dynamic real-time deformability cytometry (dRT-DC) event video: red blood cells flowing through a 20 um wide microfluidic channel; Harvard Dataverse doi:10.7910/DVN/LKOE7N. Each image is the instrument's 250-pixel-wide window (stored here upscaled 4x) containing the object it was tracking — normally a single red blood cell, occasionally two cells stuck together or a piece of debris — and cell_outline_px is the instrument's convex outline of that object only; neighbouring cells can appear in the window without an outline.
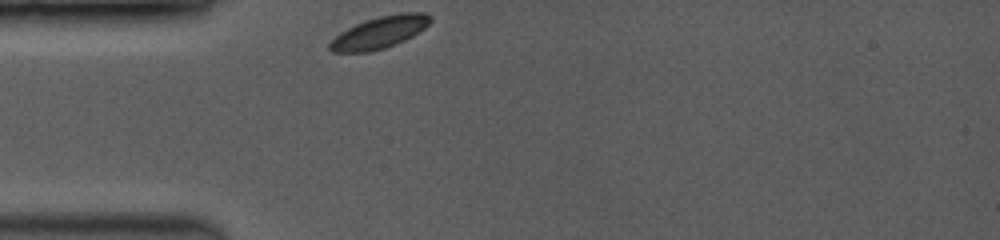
{"species": "common noctule bat (a hibernating species)", "species_latin": "Nyctalus noctula", "temperature_condition": "room temperature", "stored_images_in_passage": 24, "camera_frame_rate_fps": 3500, "um_per_image_px": 0.085, "animal": {"sex": "female", "body_mass_g": 19.0, "forearm_length_mm": 53.3}, "frame": {"image": 1, "passage_image": 1, "time_ms": 0.0, "image_size_px": [1000, 240], "cell_outline_px": [[432, 20], [424, 28], [412, 36], [404, 40], [384, 48], [368, 52], [332, 52], [328, 48], [328, 44], [340, 32], [356, 24], [380, 16], [400, 12], [424, 12], [432, 16]], "centroid_in_image_um": [32.28, 2.75], "position_along_channel_um": 52.7, "area_um2": 18.55}}
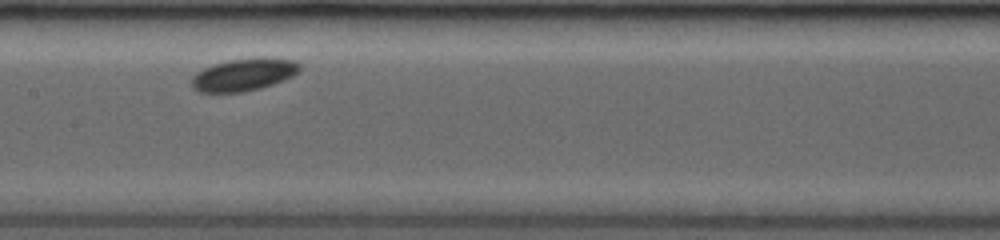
{"frame": {"image": 2, "passage_image": 14, "time_ms": 3.714, "image_size_px": [1000, 240], "cell_outline_px": [[300, 68], [292, 76], [284, 80], [260, 88], [240, 92], [200, 92], [192, 88], [192, 76], [196, 72], [212, 64], [228, 60], [292, 60], [300, 64]], "centroid_in_image_um": [20.63, 6.39], "position_along_channel_um": 186.8, "area_um2": 19.54}}
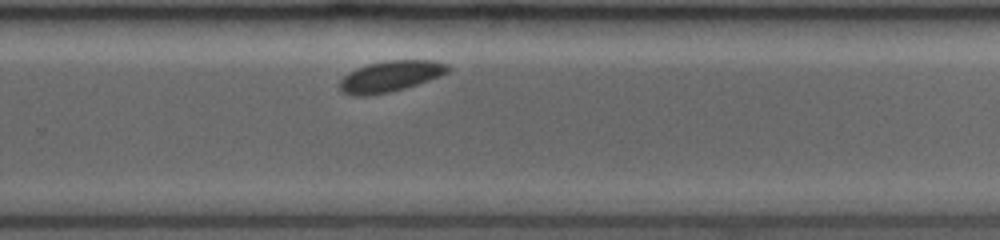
{"frame": {"image": 3, "passage_image": 24, "time_ms": 6.571, "image_size_px": [1000, 240], "cell_outline_px": [[448, 72], [440, 76], [392, 92], [372, 96], [352, 96], [340, 92], [340, 80], [348, 72], [356, 68], [368, 64], [388, 60], [436, 60], [448, 64]], "centroid_in_image_um": [33.14, 6.5], "position_along_channel_um": 296.7, "area_um2": 19.71}}